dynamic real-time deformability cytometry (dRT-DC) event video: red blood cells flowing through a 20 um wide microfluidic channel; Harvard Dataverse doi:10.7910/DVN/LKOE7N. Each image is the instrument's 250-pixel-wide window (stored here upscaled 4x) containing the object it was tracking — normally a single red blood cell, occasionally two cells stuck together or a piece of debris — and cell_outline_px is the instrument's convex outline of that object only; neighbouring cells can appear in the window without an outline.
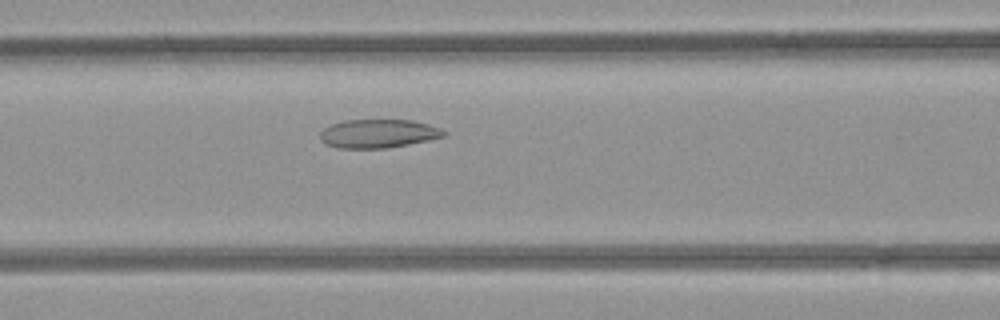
{"species": "common noctule bat (a hibernating species)", "species_latin": "Nyctalus noctula", "temperature_condition": "room temperature", "stored_images_in_passage": 49, "camera_frame_rate_fps": 3000, "um_per_image_px": 0.085, "animal": {"sex": "female", "body_mass_g": 21.9}, "frame": {"image": 1, "passage_image": 18, "time_ms": 5.667, "image_size_px": [1000, 320], "cell_outline_px": [[448, 132], [444, 136], [428, 140], [408, 144], [384, 148], [340, 148], [328, 144], [320, 140], [320, 132], [324, 128], [332, 124], [344, 120], [412, 120], [428, 124], [440, 128]], "centroid_in_image_um": [32.16, 11.35], "position_along_channel_um": 134.4, "area_um2": 20.46}}
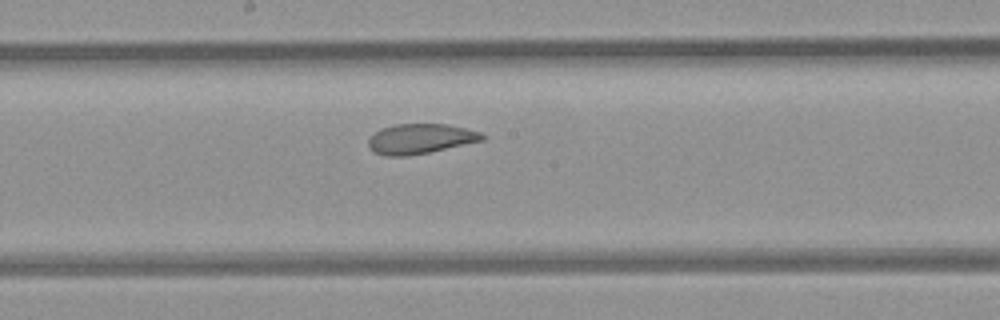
{"frame": {"image": 2, "passage_image": 24, "time_ms": 7.667, "image_size_px": [1000, 320], "cell_outline_px": [[488, 136], [484, 140], [428, 152], [408, 156], [384, 156], [376, 152], [368, 144], [368, 140], [380, 128], [396, 124], [448, 124], [480, 132]], "centroid_in_image_um": [35.75, 11.79], "position_along_channel_um": 212.4, "area_um2": 19.71}}
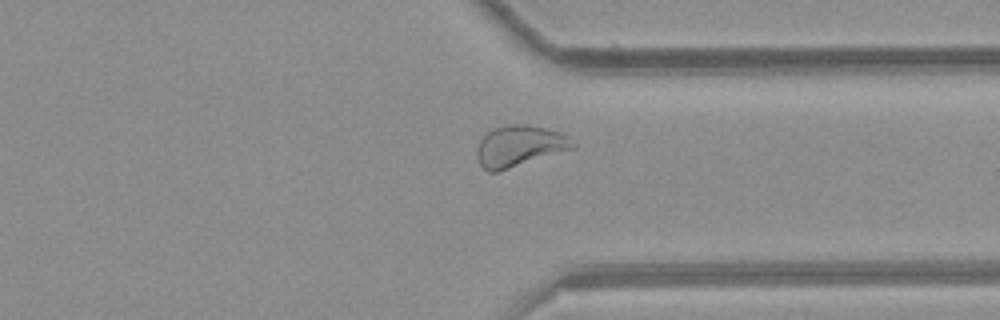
{"frame": {"image": 3, "passage_image": 36, "time_ms": 11.667, "image_size_px": [1000, 320], "cell_outline_px": [[576, 148], [496, 172], [488, 172], [480, 164], [476, 156], [476, 148], [480, 140], [488, 132], [496, 128], [508, 124], [524, 124], [544, 128], [560, 132], [576, 144]], "centroid_in_image_um": [44.14, 12.42], "position_along_channel_um": 367.3, "area_um2": 22.77}, "authors_computed_cell_mechanics": {"area_um2": 23.12, "velocity_mm_per_s": 3.8995, "shape_relaxation_time_tau1_ms": null, "shape_relaxation_time_tau2_ms": 1.6016, "deformation_change_tau1": null, "deformation_change_tau2": 0.0716}}